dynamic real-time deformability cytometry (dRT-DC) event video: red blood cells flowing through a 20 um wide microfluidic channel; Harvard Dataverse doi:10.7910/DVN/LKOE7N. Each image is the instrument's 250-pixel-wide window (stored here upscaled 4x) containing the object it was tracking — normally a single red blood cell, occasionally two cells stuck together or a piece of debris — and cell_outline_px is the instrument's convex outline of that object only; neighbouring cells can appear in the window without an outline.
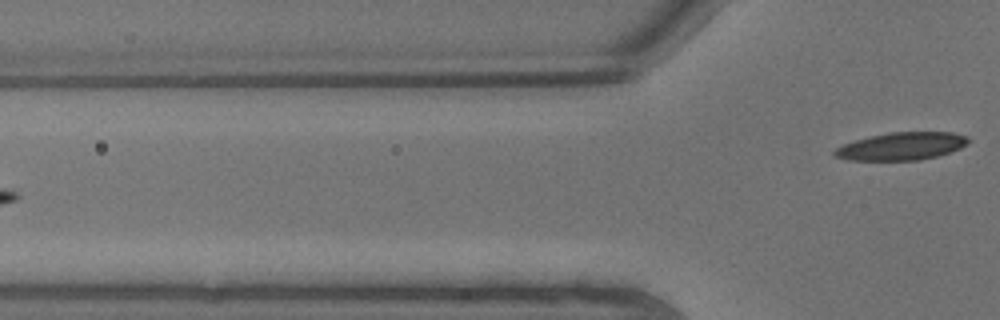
{"species": "common noctule bat (a hibernating species)", "species_latin": "Nyctalus noctula", "temperature_condition": "warm", "stored_images_in_passage": 9, "segment_of_instrument_passage": [2, 2], "camera_frame_rate_fps": 3000, "um_per_image_px": 0.085, "animal": {"sex": "male", "body_mass_g": 13.3}, "frame": {"image": 1, "passage_image": 9, "time_ms": 2.667, "image_size_px": [1000, 320], "cell_outline_px": [[968, 144], [960, 148], [936, 156], [920, 160], [848, 160], [836, 156], [832, 152], [836, 148], [844, 144], [856, 140], [888, 132], [952, 132], [968, 136]], "centroid_in_image_um": [76.65, 12.42], "position_along_channel_um": 49.2, "area_um2": 21.39}}